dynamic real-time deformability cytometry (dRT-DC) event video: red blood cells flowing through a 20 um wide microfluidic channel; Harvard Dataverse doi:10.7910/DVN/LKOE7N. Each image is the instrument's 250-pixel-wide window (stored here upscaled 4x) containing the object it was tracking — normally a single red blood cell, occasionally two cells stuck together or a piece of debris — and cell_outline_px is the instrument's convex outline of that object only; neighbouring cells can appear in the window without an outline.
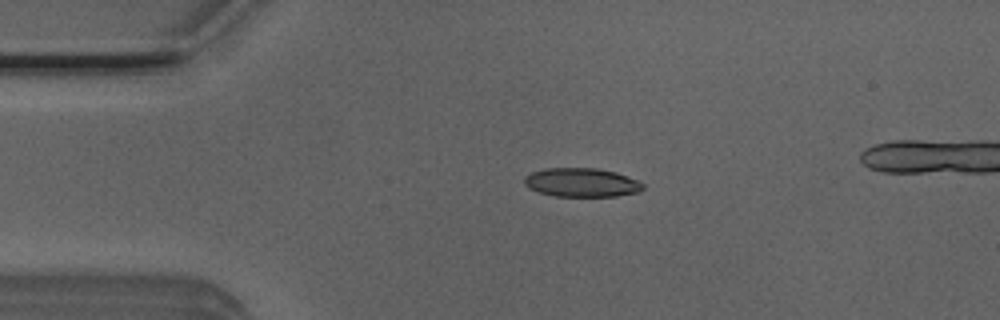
{"species": "Egyptian fruit bat (a non-hibernating species)", "species_latin": "Rousettus aegyptiacus", "temperature_condition": "room temperature", "stored_images_in_passage": 35, "camera_frame_rate_fps": 3000, "um_per_image_px": 0.085, "animal": {"sex": "male"}, "frame": {"image": 1, "passage_image": 1, "time_ms": 0.0, "image_size_px": [1000, 320], "cell_outline_px": [[644, 188], [640, 192], [616, 196], [556, 196], [540, 192], [528, 188], [524, 184], [524, 176], [532, 172], [544, 168], [596, 168], [616, 172], [636, 180], [644, 184]], "centroid_in_image_um": [49.43, 15.51], "position_along_channel_um": 35.6, "area_um2": 19.94}}
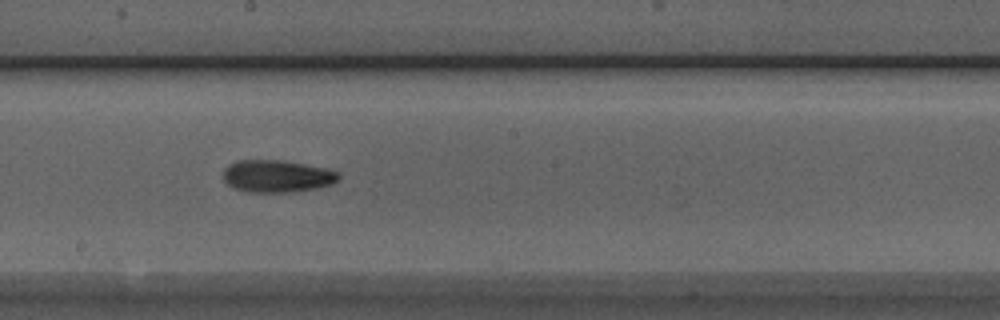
{"frame": {"image": 2, "passage_image": 18, "time_ms": 5.667, "image_size_px": [1000, 320], "cell_outline_px": [[340, 180], [332, 184], [316, 188], [292, 192], [248, 192], [236, 188], [228, 184], [224, 180], [224, 168], [228, 164], [236, 160], [284, 160], [328, 168], [340, 172]], "centroid_in_image_um": [23.59, 14.96], "position_along_channel_um": 224.6, "area_um2": 21.96}}
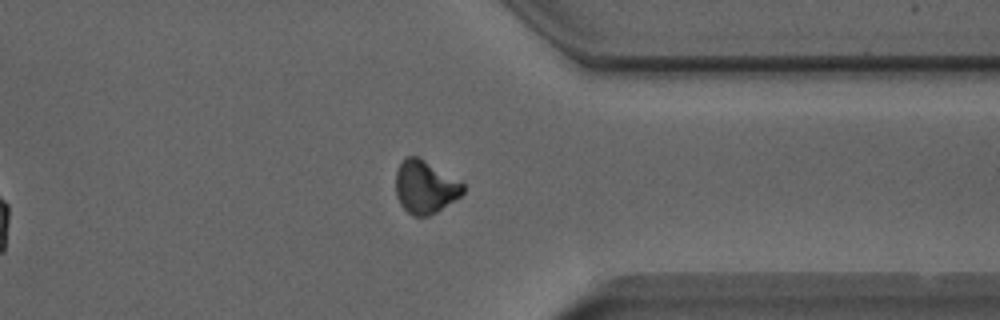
{"frame": {"image": 3, "passage_image": 30, "time_ms": 9.667, "image_size_px": [1000, 320], "cell_outline_px": [[464, 192], [456, 200], [436, 212], [428, 216], [412, 216], [400, 204], [396, 196], [396, 172], [400, 164], [408, 156], [420, 156], [460, 180], [464, 184]], "centroid_in_image_um": [36.16, 15.88], "position_along_channel_um": 375.2, "area_um2": 20.98}, "authors_computed_cell_mechanics": {"area_um2": 20.9236, "velocity_mm_per_s": 3.9223, "shape_relaxation_time_tau1_ms": 7.8381, "shape_relaxation_time_tau2_ms": 4.3273, "deformation_change_tau1": 0.1684, "deformation_change_tau2": 0.1102}}